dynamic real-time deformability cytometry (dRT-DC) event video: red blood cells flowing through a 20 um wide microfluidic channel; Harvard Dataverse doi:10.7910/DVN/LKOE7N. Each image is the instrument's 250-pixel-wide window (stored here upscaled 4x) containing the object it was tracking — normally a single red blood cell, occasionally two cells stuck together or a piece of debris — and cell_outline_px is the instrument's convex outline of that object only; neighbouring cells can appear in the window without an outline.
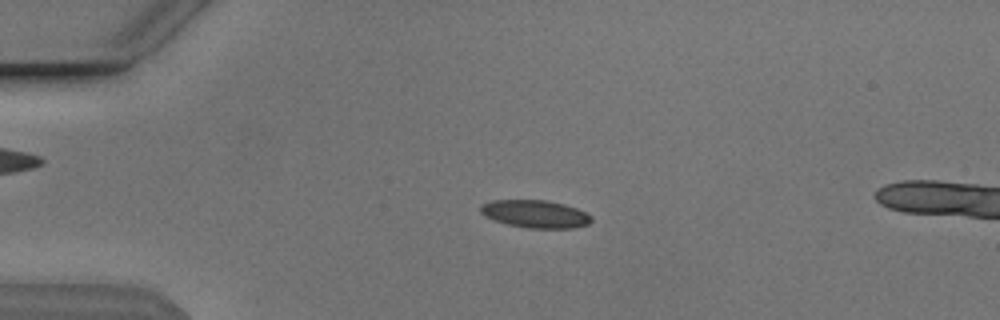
{"species": "Egyptian fruit bat (a non-hibernating species)", "species_latin": "Rousettus aegyptiacus", "temperature_condition": "cold", "stored_images_in_passage": 55, "segment_of_instrument_passage": [1, 2], "camera_frame_rate_fps": 3000, "um_per_image_px": 0.085, "animal": {"sex": "male"}, "frame": {"image": 1, "passage_image": 13, "time_ms": 4.0, "image_size_px": [1000, 320], "cell_outline_px": [[592, 220], [588, 224], [576, 228], [528, 228], [508, 224], [484, 216], [480, 212], [480, 204], [492, 200], [548, 200], [564, 204], [576, 208], [592, 216]], "centroid_in_image_um": [45.5, 18.18], "position_along_channel_um": 39.5, "area_um2": 17.92}}
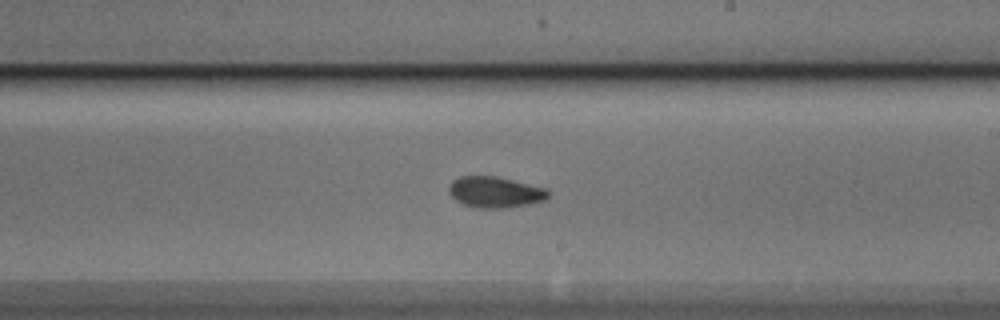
{"frame": {"image": 2, "passage_image": 32, "time_ms": 10.333, "image_size_px": [1000, 320], "cell_outline_px": [[548, 196], [544, 200], [528, 204], [508, 208], [480, 208], [464, 204], [456, 200], [448, 192], [448, 188], [452, 180], [460, 176], [496, 176], [548, 188]], "centroid_in_image_um": [42.08, 16.32], "position_along_channel_um": 246.9, "area_um2": 17.98}}
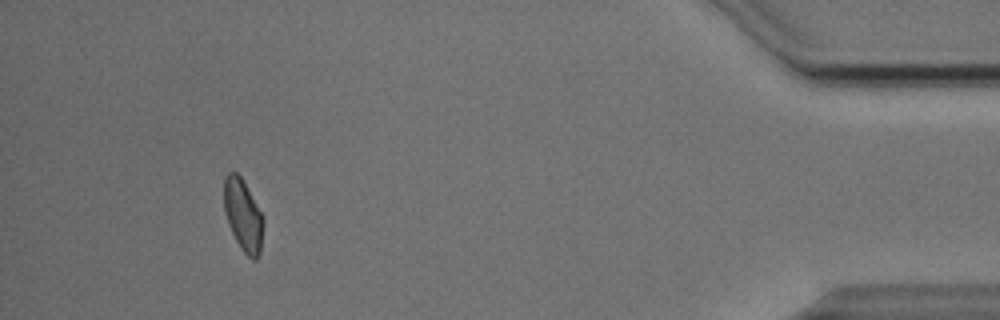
{"frame": {"image": 3, "passage_image": 50, "time_ms": 16.333, "image_size_px": [1000, 320], "cell_outline_px": [[264, 224], [260, 252], [256, 260], [252, 260], [240, 248], [228, 224], [224, 212], [224, 176], [228, 172], [236, 172], [240, 176], [264, 216]], "centroid_in_image_um": [20.67, 18.3], "position_along_channel_um": 414.5, "area_um2": 16.59}}